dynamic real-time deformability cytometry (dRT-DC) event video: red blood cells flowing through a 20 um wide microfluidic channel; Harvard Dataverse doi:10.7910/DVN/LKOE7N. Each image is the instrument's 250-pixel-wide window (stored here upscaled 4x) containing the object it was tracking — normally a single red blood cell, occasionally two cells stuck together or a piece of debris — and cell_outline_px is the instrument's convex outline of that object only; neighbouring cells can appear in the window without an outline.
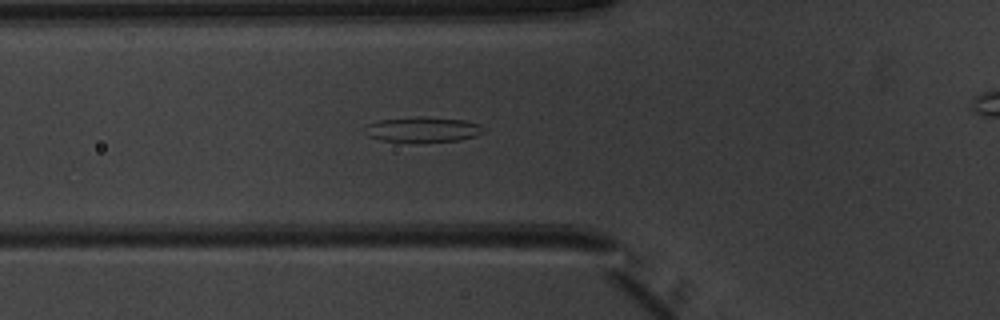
{"species": "common noctule bat (a hibernating species)", "species_latin": "Nyctalus noctula", "temperature_condition": "warm", "stored_images_in_passage": 47, "camera_frame_rate_fps": 3000, "um_per_image_px": 0.085, "animal": {"sex": "male", "body_mass_g": 20.1, "forearm_length_mm": 53.5}, "frame": {"image": 1, "passage_image": 20, "time_ms": 6.333, "image_size_px": [1000, 320], "cell_outline_px": [[484, 132], [476, 136], [460, 140], [380, 140], [368, 136], [364, 128], [368, 124], [380, 120], [416, 116], [428, 116], [464, 120], [480, 124], [484, 128]], "centroid_in_image_um": [35.97, 10.96], "position_along_channel_um": 89.8, "area_um2": 16.99}}
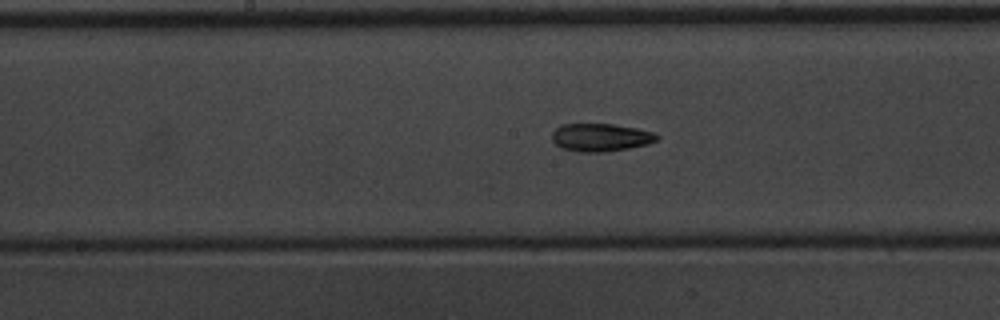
{"frame": {"image": 2, "passage_image": 28, "time_ms": 9.0, "image_size_px": [1000, 320], "cell_outline_px": [[660, 136], [656, 140], [648, 144], [628, 148], [604, 152], [580, 152], [560, 148], [552, 140], [552, 132], [560, 124], [612, 124], [636, 128], [656, 132]], "centroid_in_image_um": [51.05, 11.68], "position_along_channel_um": 197.2, "area_um2": 17.17}}
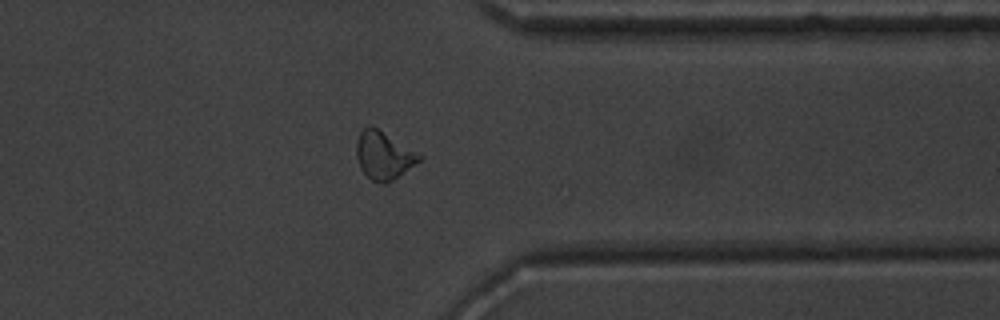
{"frame": {"image": 3, "passage_image": 42, "time_ms": 13.667, "image_size_px": [1000, 320], "cell_outline_px": [[424, 156], [420, 160], [392, 180], [384, 184], [372, 180], [360, 168], [356, 156], [356, 140], [360, 132], [368, 124], [376, 128]], "centroid_in_image_um": [32.58, 13.2], "position_along_channel_um": 378.8, "area_um2": 17.17}}